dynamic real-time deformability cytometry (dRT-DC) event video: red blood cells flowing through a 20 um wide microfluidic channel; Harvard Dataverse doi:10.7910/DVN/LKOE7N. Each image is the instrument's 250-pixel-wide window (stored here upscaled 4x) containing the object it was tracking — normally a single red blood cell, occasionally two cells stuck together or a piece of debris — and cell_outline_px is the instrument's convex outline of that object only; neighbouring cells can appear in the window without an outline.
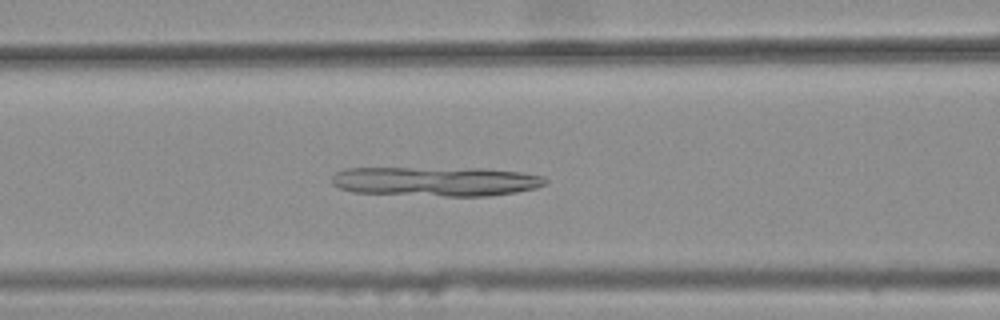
{"species": "common noctule bat (a hibernating species)", "species_latin": "Nyctalus noctula", "temperature_condition": "warm", "stored_images_in_passage": 43, "camera_frame_rate_fps": 3000, "um_per_image_px": 0.085, "animal": {"sex": "female", "body_mass_g": 25.1}, "frame": {"image": 1, "passage_image": 20, "time_ms": 6.333, "image_size_px": [1000, 320], "cell_outline_px": [[548, 180], [544, 184], [536, 188], [516, 192], [488, 196], [448, 196], [352, 192], [340, 188], [332, 184], [332, 176], [336, 172], [344, 168], [484, 168], [524, 172], [544, 176]], "centroid_in_image_um": [37.08, 15.4], "position_along_channel_um": 129.5, "area_um2": 36.93}}
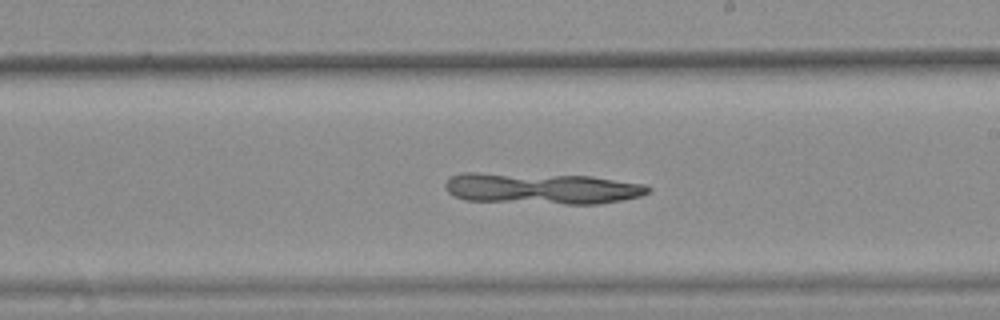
{"frame": {"image": 2, "passage_image": 29, "time_ms": 9.333, "image_size_px": [1000, 320], "cell_outline_px": [[652, 188], [648, 192], [640, 196], [624, 200], [600, 204], [564, 204], [464, 200], [452, 196], [444, 188], [444, 184], [448, 176], [460, 172], [476, 172], [592, 176], [644, 184]], "centroid_in_image_um": [45.99, 16.01], "position_along_channel_um": 243.0, "area_um2": 37.51}}
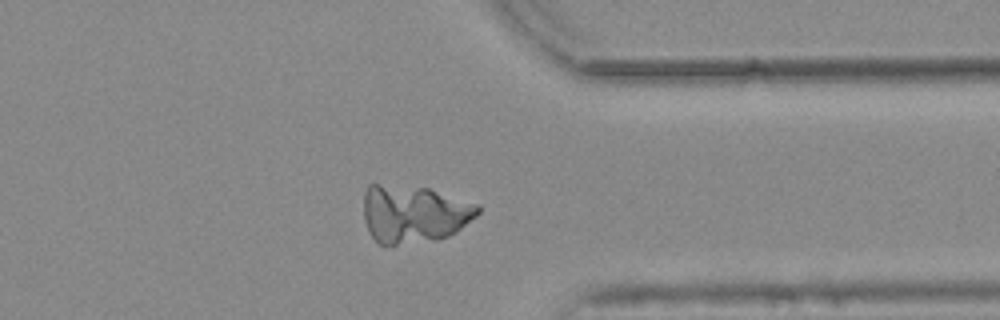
{"frame": {"image": 3, "passage_image": 40, "time_ms": 13.0, "image_size_px": [1000, 320], "cell_outline_px": [[480, 212], [476, 216], [456, 232], [448, 236], [436, 240], [384, 248], [368, 232], [364, 220], [364, 192], [368, 184], [380, 184], [428, 188], [480, 204]], "centroid_in_image_um": [35.16, 18.21], "position_along_channel_um": 376.2, "area_um2": 39.13}}